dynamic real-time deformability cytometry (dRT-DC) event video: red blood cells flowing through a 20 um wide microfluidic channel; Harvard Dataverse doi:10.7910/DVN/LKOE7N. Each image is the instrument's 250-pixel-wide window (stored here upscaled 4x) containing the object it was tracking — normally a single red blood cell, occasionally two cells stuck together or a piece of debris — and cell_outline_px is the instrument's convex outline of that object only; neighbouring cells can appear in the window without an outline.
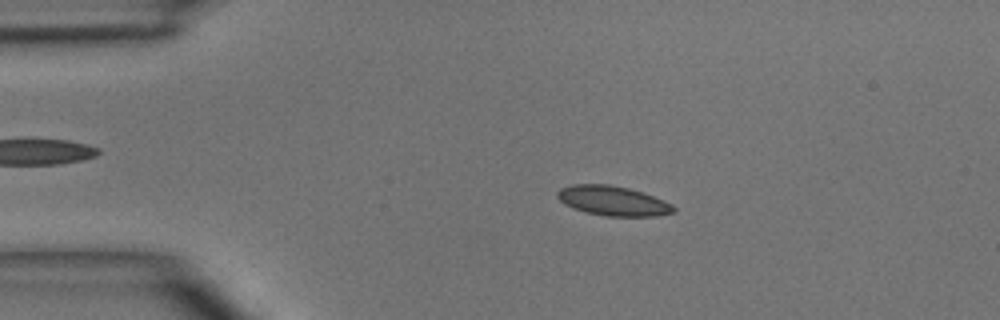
{"species": "common noctule bat (a hibernating species)", "species_latin": "Nyctalus noctula", "temperature_condition": "room temperature", "stored_images_in_passage": 3, "camera_frame_rate_fps": 3000, "um_per_image_px": 0.085, "animal": {"sex": "male", "body_mass_g": 15.6}, "frame": {"image": 1, "passage_image": 2, "time_ms": 1.0, "image_size_px": [1000, 320], "cell_outline_px": [[676, 212], [656, 216], [608, 216], [584, 212], [572, 208], [564, 204], [556, 196], [556, 192], [560, 188], [572, 184], [608, 184], [628, 188], [652, 196], [672, 204], [676, 208]], "centroid_in_image_um": [52.06, 17.07], "position_along_channel_um": 32.9, "area_um2": 20.11}}